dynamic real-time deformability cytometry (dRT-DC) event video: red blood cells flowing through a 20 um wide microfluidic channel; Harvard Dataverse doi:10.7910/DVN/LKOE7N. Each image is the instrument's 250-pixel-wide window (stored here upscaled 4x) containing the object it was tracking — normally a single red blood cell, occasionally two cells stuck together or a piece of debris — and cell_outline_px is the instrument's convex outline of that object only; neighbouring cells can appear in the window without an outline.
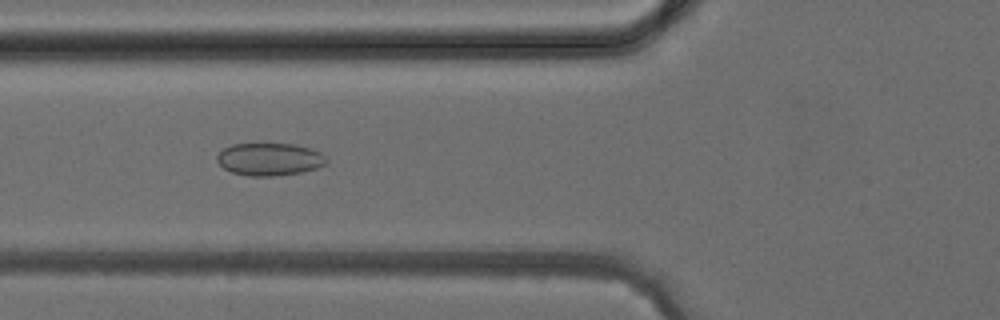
{"species": "common noctule bat (a hibernating species)", "species_latin": "Nyctalus noctula", "temperature_condition": "cold", "stored_images_in_passage": 2, "camera_frame_rate_fps": 3000, "um_per_image_px": 0.085, "animal": {"sex": "female", "body_mass_g": 24.6, "forearm_length_mm": 56.2}, "frame": {"image": 1, "passage_image": 2, "time_ms": 1.0, "image_size_px": [1000, 320], "cell_outline_px": [[328, 160], [324, 164], [316, 168], [300, 172], [276, 176], [248, 176], [232, 172], [224, 168], [216, 160], [216, 156], [224, 148], [232, 144], [296, 144], [312, 148], [320, 152]], "centroid_in_image_um": [22.9, 13.53], "position_along_channel_um": 102.9, "area_um2": 20.75}}